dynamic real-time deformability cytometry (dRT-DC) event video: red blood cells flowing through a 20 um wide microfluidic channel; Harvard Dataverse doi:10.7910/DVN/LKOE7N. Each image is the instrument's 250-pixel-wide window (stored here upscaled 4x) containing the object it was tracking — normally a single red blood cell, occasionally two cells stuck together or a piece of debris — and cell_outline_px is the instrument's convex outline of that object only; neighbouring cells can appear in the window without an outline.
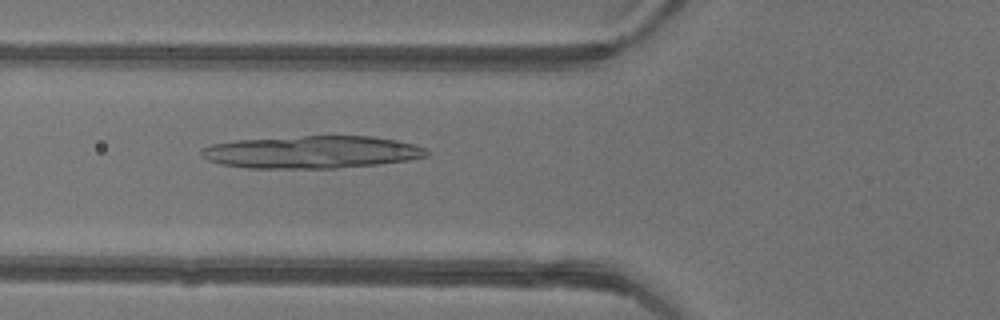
{"species": "common noctule bat (a hibernating species)", "species_latin": "Nyctalus noctula", "temperature_condition": "warm", "stored_images_in_passage": 45, "camera_frame_rate_fps": 3000, "um_per_image_px": 0.085, "animal": {"sex": "female"}, "frame": {"image": 1, "passage_image": 18, "time_ms": 5.667, "image_size_px": [1000, 320], "cell_outline_px": [[428, 156], [408, 160], [376, 164], [336, 168], [248, 168], [220, 164], [208, 160], [200, 152], [200, 148], [212, 144], [236, 140], [304, 136], [372, 136], [396, 140], [412, 144], [424, 148], [428, 152]], "centroid_in_image_um": [26.47, 12.93], "position_along_channel_um": 99.3, "area_um2": 42.48}}
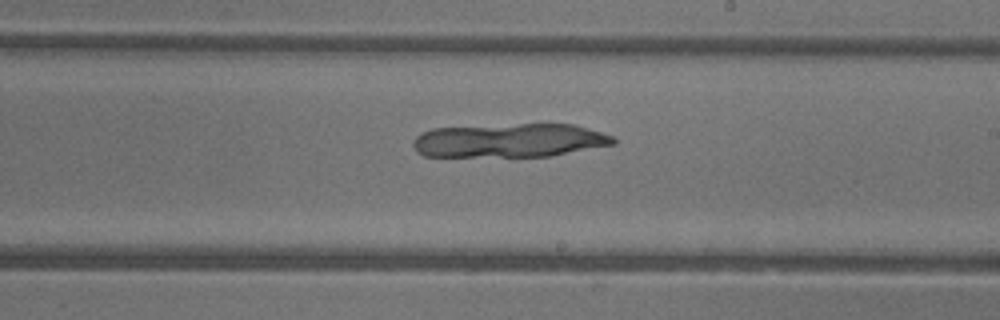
{"frame": {"image": 2, "passage_image": 28, "time_ms": 9.0, "image_size_px": [1000, 320], "cell_outline_px": [[616, 144], [552, 156], [424, 156], [416, 152], [412, 144], [412, 140], [420, 132], [432, 128], [520, 124], [572, 124], [600, 132], [612, 136], [616, 140]], "centroid_in_image_um": [43.28, 11.94], "position_along_channel_um": 245.7, "area_um2": 39.48}}
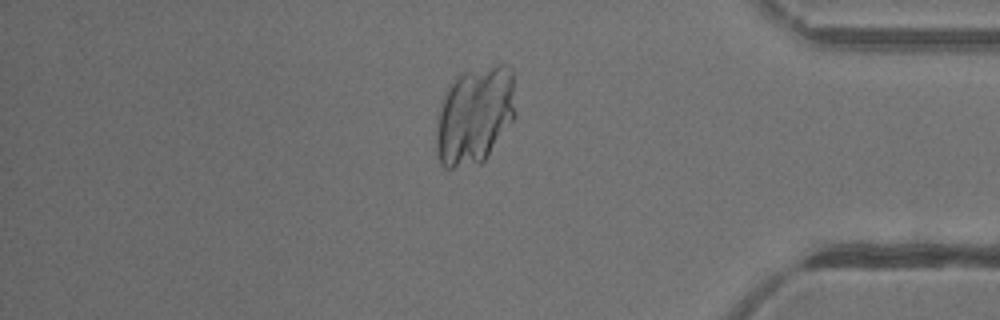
{"frame": {"image": 3, "passage_image": 40, "time_ms": 13.0, "image_size_px": [1000, 320], "cell_outline_px": [[516, 116], [484, 160], [480, 164], [452, 168], [444, 168], [440, 164], [436, 148], [436, 128], [440, 108], [444, 92], [456, 76], [464, 72], [496, 64], [508, 64], [512, 68], [516, 112]], "centroid_in_image_um": [40.36, 9.79], "position_along_channel_um": 394.8, "area_um2": 45.55}}